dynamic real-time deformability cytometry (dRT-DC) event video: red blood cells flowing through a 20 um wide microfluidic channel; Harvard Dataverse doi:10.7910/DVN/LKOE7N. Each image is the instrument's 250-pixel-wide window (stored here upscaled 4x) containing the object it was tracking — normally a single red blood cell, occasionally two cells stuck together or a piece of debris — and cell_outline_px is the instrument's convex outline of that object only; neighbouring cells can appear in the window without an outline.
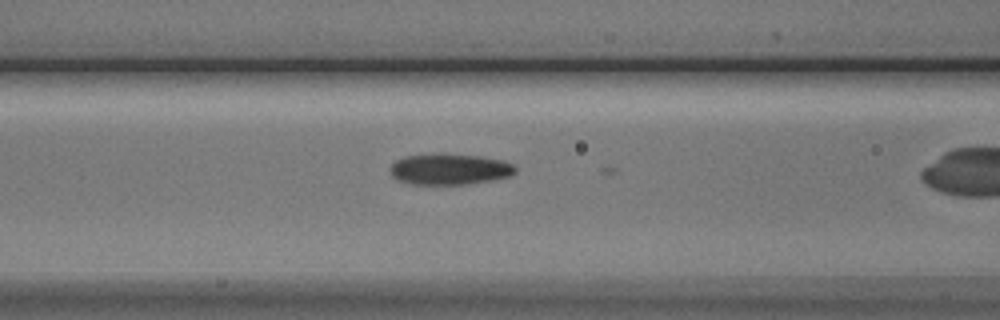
{"species": "Egyptian fruit bat (a non-hibernating species)", "species_latin": "Rousettus aegyptiacus", "temperature_condition": "cold", "stored_images_in_passage": 20, "camera_frame_rate_fps": 3000, "um_per_image_px": 0.085, "animal": {"sex": "male"}, "frame": {"image": 1, "passage_image": 19, "time_ms": 6.0, "image_size_px": [1000, 320], "cell_outline_px": [[516, 172], [508, 176], [492, 180], [468, 184], [408, 184], [396, 180], [392, 176], [388, 168], [396, 160], [404, 156], [480, 156], [500, 160], [512, 164], [516, 168]], "centroid_in_image_um": [38.17, 14.43], "position_along_channel_um": 128.4, "area_um2": 21.91}}